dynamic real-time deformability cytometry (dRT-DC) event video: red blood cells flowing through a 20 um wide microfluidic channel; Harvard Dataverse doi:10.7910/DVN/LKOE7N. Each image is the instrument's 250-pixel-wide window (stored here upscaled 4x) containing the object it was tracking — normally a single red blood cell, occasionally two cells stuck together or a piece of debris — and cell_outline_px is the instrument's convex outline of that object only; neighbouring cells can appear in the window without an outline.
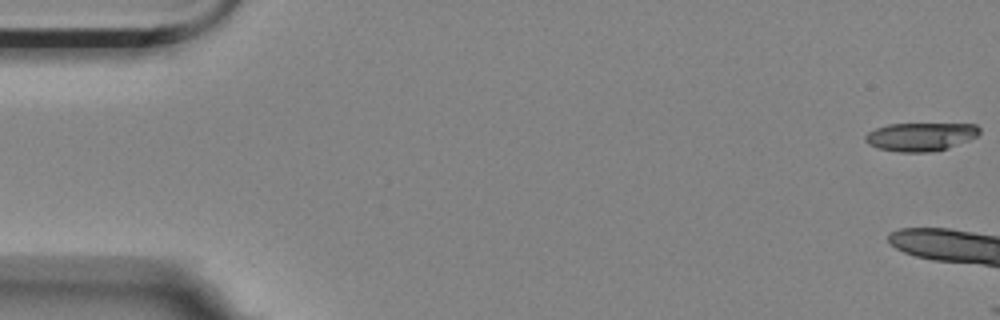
{"species": "Egyptian fruit bat (a non-hibernating species)", "species_latin": "Rousettus aegyptiacus", "temperature_condition": "room temperature", "stored_images_in_passage": 6, "camera_frame_rate_fps": 3000, "um_per_image_px": 0.085, "animal": {"sex": "female"}, "frame": {"image": 1, "passage_image": 1, "time_ms": 0.0, "image_size_px": [1000, 320], "cell_outline_px": [[980, 132], [976, 136], [968, 140], [948, 148], [932, 152], [900, 152], [876, 148], [868, 144], [864, 140], [864, 136], [868, 132], [876, 128], [888, 124], [976, 124], [980, 128]], "centroid_in_image_um": [78.22, 11.62], "position_along_channel_um": 6.8, "area_um2": 18.9}}